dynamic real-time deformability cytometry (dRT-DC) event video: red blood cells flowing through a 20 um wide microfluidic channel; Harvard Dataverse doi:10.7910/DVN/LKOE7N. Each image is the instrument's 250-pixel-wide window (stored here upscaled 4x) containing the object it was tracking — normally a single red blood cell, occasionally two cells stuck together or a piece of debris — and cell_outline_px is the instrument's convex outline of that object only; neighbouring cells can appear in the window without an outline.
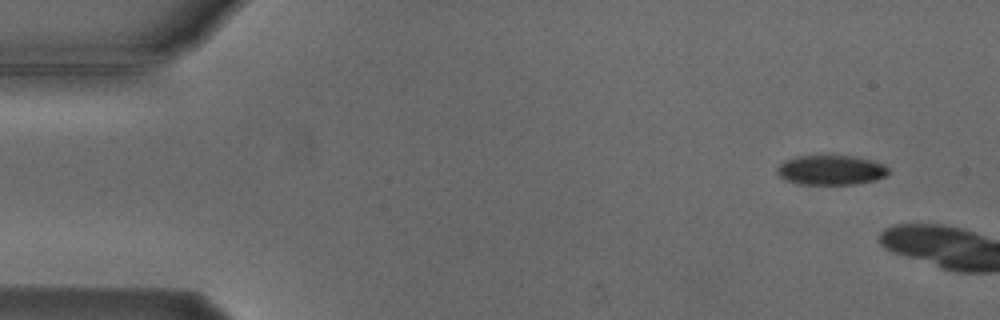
{"species": "Egyptian fruit bat (a non-hibernating species)", "species_latin": "Rousettus aegyptiacus", "temperature_condition": "cold", "stored_images_in_passage": 2, "camera_frame_rate_fps": 3000, "um_per_image_px": 0.085, "animal": {"sex": "male"}, "frame": {"image": 1, "passage_image": 1, "time_ms": 0.0, "image_size_px": [1000, 320], "cell_outline_px": [[888, 172], [884, 176], [876, 180], [856, 184], [800, 184], [784, 180], [776, 172], [776, 168], [784, 160], [796, 156], [856, 156], [872, 160], [884, 164], [888, 168]], "centroid_in_image_um": [70.61, 14.45], "position_along_channel_um": 14.4, "area_um2": 19.36}}